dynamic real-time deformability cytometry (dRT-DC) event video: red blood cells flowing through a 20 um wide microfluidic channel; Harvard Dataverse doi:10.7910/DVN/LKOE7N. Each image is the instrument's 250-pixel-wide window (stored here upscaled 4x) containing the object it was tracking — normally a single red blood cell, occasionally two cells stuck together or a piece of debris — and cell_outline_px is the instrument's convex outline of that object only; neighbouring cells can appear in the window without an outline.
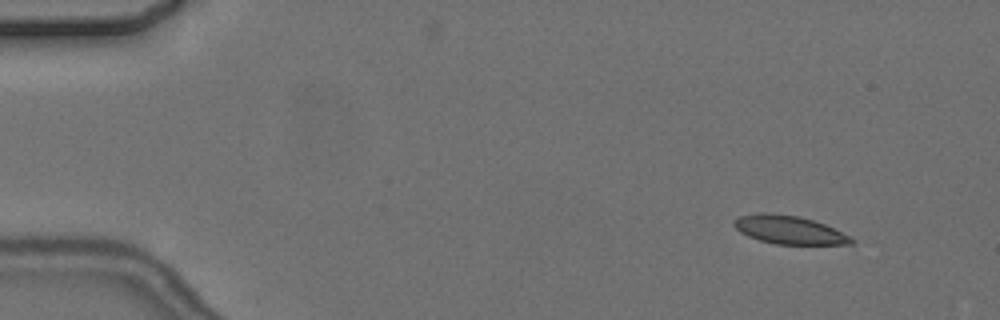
{"species": "common noctule bat (a hibernating species)", "species_latin": "Nyctalus noctula", "temperature_condition": "cold", "stored_images_in_passage": 5, "camera_frame_rate_fps": 3000, "um_per_image_px": 0.085, "animal": {"sex": "female", "body_mass_g": 24.6, "forearm_length_mm": 56.2}, "frame": {"image": 1, "passage_image": 2, "time_ms": 1.333, "image_size_px": [1000, 320], "cell_outline_px": [[856, 240], [852, 244], [776, 244], [760, 240], [748, 236], [740, 232], [732, 224], [732, 220], [740, 216], [760, 212], [768, 212], [800, 216], [824, 224], [852, 236]], "centroid_in_image_um": [67.07, 19.53], "position_along_channel_um": 17.9, "area_um2": 19.48}}
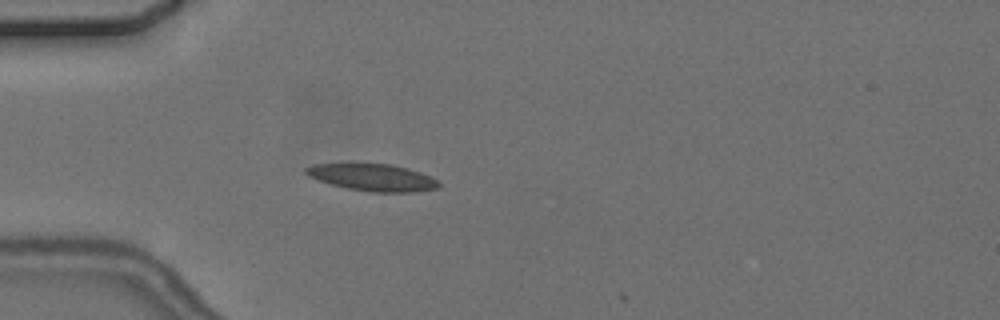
{"frame": {"image": 2, "passage_image": 5, "time_ms": 5.0, "image_size_px": [1000, 320], "cell_outline_px": [[440, 188], [412, 192], [372, 192], [348, 188], [332, 184], [308, 176], [304, 172], [304, 168], [316, 164], [392, 164], [408, 168], [420, 172], [440, 180]], "centroid_in_image_um": [31.74, 15.08], "position_along_channel_um": 53.3, "area_um2": 20.81}}